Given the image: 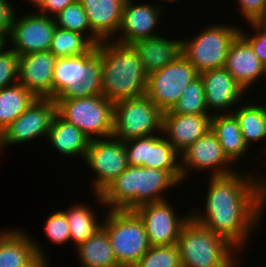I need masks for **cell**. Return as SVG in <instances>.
<instances>
[{
    "label": "cell",
    "mask_w": 266,
    "mask_h": 267,
    "mask_svg": "<svg viewBox=\"0 0 266 267\" xmlns=\"http://www.w3.org/2000/svg\"><path fill=\"white\" fill-rule=\"evenodd\" d=\"M133 211L143 221L150 246L176 245L184 224L191 217V213L177 214L168 199L141 205Z\"/></svg>",
    "instance_id": "5bb4252c"
},
{
    "label": "cell",
    "mask_w": 266,
    "mask_h": 267,
    "mask_svg": "<svg viewBox=\"0 0 266 267\" xmlns=\"http://www.w3.org/2000/svg\"><path fill=\"white\" fill-rule=\"evenodd\" d=\"M47 256L36 254L28 263L22 267H49V259Z\"/></svg>",
    "instance_id": "60d3db41"
},
{
    "label": "cell",
    "mask_w": 266,
    "mask_h": 267,
    "mask_svg": "<svg viewBox=\"0 0 266 267\" xmlns=\"http://www.w3.org/2000/svg\"><path fill=\"white\" fill-rule=\"evenodd\" d=\"M74 250L81 267H121L116 261L108 234L102 227Z\"/></svg>",
    "instance_id": "4316f807"
},
{
    "label": "cell",
    "mask_w": 266,
    "mask_h": 267,
    "mask_svg": "<svg viewBox=\"0 0 266 267\" xmlns=\"http://www.w3.org/2000/svg\"><path fill=\"white\" fill-rule=\"evenodd\" d=\"M251 29H254L252 35L246 33L241 28L239 34L250 44L255 55L266 66V29L259 22H248ZM243 30V31H242Z\"/></svg>",
    "instance_id": "8d00e7d4"
},
{
    "label": "cell",
    "mask_w": 266,
    "mask_h": 267,
    "mask_svg": "<svg viewBox=\"0 0 266 267\" xmlns=\"http://www.w3.org/2000/svg\"><path fill=\"white\" fill-rule=\"evenodd\" d=\"M212 114H163L162 134L181 154L198 138L211 130Z\"/></svg>",
    "instance_id": "ffe728a7"
},
{
    "label": "cell",
    "mask_w": 266,
    "mask_h": 267,
    "mask_svg": "<svg viewBox=\"0 0 266 267\" xmlns=\"http://www.w3.org/2000/svg\"><path fill=\"white\" fill-rule=\"evenodd\" d=\"M176 245L182 267L239 266V250L192 217L184 224Z\"/></svg>",
    "instance_id": "277c9868"
},
{
    "label": "cell",
    "mask_w": 266,
    "mask_h": 267,
    "mask_svg": "<svg viewBox=\"0 0 266 267\" xmlns=\"http://www.w3.org/2000/svg\"><path fill=\"white\" fill-rule=\"evenodd\" d=\"M238 25L214 23L195 37L182 39V54L199 73L224 67L228 50L239 34Z\"/></svg>",
    "instance_id": "ba28073f"
},
{
    "label": "cell",
    "mask_w": 266,
    "mask_h": 267,
    "mask_svg": "<svg viewBox=\"0 0 266 267\" xmlns=\"http://www.w3.org/2000/svg\"><path fill=\"white\" fill-rule=\"evenodd\" d=\"M211 130L216 135L223 153L233 164L239 163L240 159L249 153V147L244 141L238 121L233 113L213 114Z\"/></svg>",
    "instance_id": "484cf974"
},
{
    "label": "cell",
    "mask_w": 266,
    "mask_h": 267,
    "mask_svg": "<svg viewBox=\"0 0 266 267\" xmlns=\"http://www.w3.org/2000/svg\"><path fill=\"white\" fill-rule=\"evenodd\" d=\"M262 188L266 196V178L265 177L263 178Z\"/></svg>",
    "instance_id": "ee69618b"
},
{
    "label": "cell",
    "mask_w": 266,
    "mask_h": 267,
    "mask_svg": "<svg viewBox=\"0 0 266 267\" xmlns=\"http://www.w3.org/2000/svg\"><path fill=\"white\" fill-rule=\"evenodd\" d=\"M45 235L55 245H65L70 242V230L67 218L62 210L51 213L44 224Z\"/></svg>",
    "instance_id": "e575fe53"
},
{
    "label": "cell",
    "mask_w": 266,
    "mask_h": 267,
    "mask_svg": "<svg viewBox=\"0 0 266 267\" xmlns=\"http://www.w3.org/2000/svg\"><path fill=\"white\" fill-rule=\"evenodd\" d=\"M9 0H0V37L8 39L15 7Z\"/></svg>",
    "instance_id": "f35d334b"
},
{
    "label": "cell",
    "mask_w": 266,
    "mask_h": 267,
    "mask_svg": "<svg viewBox=\"0 0 266 267\" xmlns=\"http://www.w3.org/2000/svg\"><path fill=\"white\" fill-rule=\"evenodd\" d=\"M26 1V0H25ZM43 0H27V2H30L34 7L38 8Z\"/></svg>",
    "instance_id": "b9f144b4"
},
{
    "label": "cell",
    "mask_w": 266,
    "mask_h": 267,
    "mask_svg": "<svg viewBox=\"0 0 266 267\" xmlns=\"http://www.w3.org/2000/svg\"><path fill=\"white\" fill-rule=\"evenodd\" d=\"M23 231L8 229L0 232V267H22L36 254L47 256L40 243Z\"/></svg>",
    "instance_id": "603a6c76"
},
{
    "label": "cell",
    "mask_w": 266,
    "mask_h": 267,
    "mask_svg": "<svg viewBox=\"0 0 266 267\" xmlns=\"http://www.w3.org/2000/svg\"><path fill=\"white\" fill-rule=\"evenodd\" d=\"M199 72L181 54L165 67L148 75L146 95L164 113L170 111Z\"/></svg>",
    "instance_id": "30bf717a"
},
{
    "label": "cell",
    "mask_w": 266,
    "mask_h": 267,
    "mask_svg": "<svg viewBox=\"0 0 266 267\" xmlns=\"http://www.w3.org/2000/svg\"><path fill=\"white\" fill-rule=\"evenodd\" d=\"M67 218L70 241L75 244L77 248L79 245L86 242L101 226V221L96 218V212L92 210L91 206L88 207L83 203L73 204L72 207H68V210H62Z\"/></svg>",
    "instance_id": "f1b7e54d"
},
{
    "label": "cell",
    "mask_w": 266,
    "mask_h": 267,
    "mask_svg": "<svg viewBox=\"0 0 266 267\" xmlns=\"http://www.w3.org/2000/svg\"><path fill=\"white\" fill-rule=\"evenodd\" d=\"M102 95L100 54L97 45L73 57L56 58L53 69V100Z\"/></svg>",
    "instance_id": "5b68a950"
},
{
    "label": "cell",
    "mask_w": 266,
    "mask_h": 267,
    "mask_svg": "<svg viewBox=\"0 0 266 267\" xmlns=\"http://www.w3.org/2000/svg\"><path fill=\"white\" fill-rule=\"evenodd\" d=\"M84 161L95 174L92 193L98 194L128 167L124 142L113 136L90 140Z\"/></svg>",
    "instance_id": "7c38bea8"
},
{
    "label": "cell",
    "mask_w": 266,
    "mask_h": 267,
    "mask_svg": "<svg viewBox=\"0 0 266 267\" xmlns=\"http://www.w3.org/2000/svg\"><path fill=\"white\" fill-rule=\"evenodd\" d=\"M105 215L101 227L108 234L117 263L133 267L151 247L143 221L134 211L107 210Z\"/></svg>",
    "instance_id": "8992f818"
},
{
    "label": "cell",
    "mask_w": 266,
    "mask_h": 267,
    "mask_svg": "<svg viewBox=\"0 0 266 267\" xmlns=\"http://www.w3.org/2000/svg\"><path fill=\"white\" fill-rule=\"evenodd\" d=\"M233 163L223 153L222 147L212 130L198 138L180 154V169L183 180L188 178V172L211 171L210 176H226L236 171Z\"/></svg>",
    "instance_id": "2e32d148"
},
{
    "label": "cell",
    "mask_w": 266,
    "mask_h": 267,
    "mask_svg": "<svg viewBox=\"0 0 266 267\" xmlns=\"http://www.w3.org/2000/svg\"><path fill=\"white\" fill-rule=\"evenodd\" d=\"M56 24L53 17L31 12L17 16L14 12L6 43L18 56L48 51ZM9 41V42H8ZM13 44V46H12Z\"/></svg>",
    "instance_id": "9a60e30c"
},
{
    "label": "cell",
    "mask_w": 266,
    "mask_h": 267,
    "mask_svg": "<svg viewBox=\"0 0 266 267\" xmlns=\"http://www.w3.org/2000/svg\"><path fill=\"white\" fill-rule=\"evenodd\" d=\"M55 102L57 113L79 128L90 140L113 135L114 103L102 95Z\"/></svg>",
    "instance_id": "52a82bcc"
},
{
    "label": "cell",
    "mask_w": 266,
    "mask_h": 267,
    "mask_svg": "<svg viewBox=\"0 0 266 267\" xmlns=\"http://www.w3.org/2000/svg\"><path fill=\"white\" fill-rule=\"evenodd\" d=\"M133 267H182L178 247L151 246Z\"/></svg>",
    "instance_id": "836d02e7"
},
{
    "label": "cell",
    "mask_w": 266,
    "mask_h": 267,
    "mask_svg": "<svg viewBox=\"0 0 266 267\" xmlns=\"http://www.w3.org/2000/svg\"><path fill=\"white\" fill-rule=\"evenodd\" d=\"M93 46L85 35L56 27L49 51L56 58L73 57L88 52Z\"/></svg>",
    "instance_id": "4dcf8cb0"
},
{
    "label": "cell",
    "mask_w": 266,
    "mask_h": 267,
    "mask_svg": "<svg viewBox=\"0 0 266 267\" xmlns=\"http://www.w3.org/2000/svg\"><path fill=\"white\" fill-rule=\"evenodd\" d=\"M36 100L18 82L0 90V133L16 120Z\"/></svg>",
    "instance_id": "f546056e"
},
{
    "label": "cell",
    "mask_w": 266,
    "mask_h": 267,
    "mask_svg": "<svg viewBox=\"0 0 266 267\" xmlns=\"http://www.w3.org/2000/svg\"><path fill=\"white\" fill-rule=\"evenodd\" d=\"M76 1L77 0H43L36 10H38V13L42 15L54 17L68 5Z\"/></svg>",
    "instance_id": "ab89813d"
},
{
    "label": "cell",
    "mask_w": 266,
    "mask_h": 267,
    "mask_svg": "<svg viewBox=\"0 0 266 267\" xmlns=\"http://www.w3.org/2000/svg\"><path fill=\"white\" fill-rule=\"evenodd\" d=\"M241 102L232 111L235 115L245 143L250 149V144L266 138V105L246 101ZM253 103V104H252ZM251 142V143H250Z\"/></svg>",
    "instance_id": "83f0119b"
},
{
    "label": "cell",
    "mask_w": 266,
    "mask_h": 267,
    "mask_svg": "<svg viewBox=\"0 0 266 267\" xmlns=\"http://www.w3.org/2000/svg\"><path fill=\"white\" fill-rule=\"evenodd\" d=\"M163 11L164 8L161 4L154 5V3L144 2L134 4L133 0H126L123 6L121 26L113 41L131 45L136 40L159 36L160 33L156 34L154 28H157Z\"/></svg>",
    "instance_id": "e0dca14e"
},
{
    "label": "cell",
    "mask_w": 266,
    "mask_h": 267,
    "mask_svg": "<svg viewBox=\"0 0 266 267\" xmlns=\"http://www.w3.org/2000/svg\"><path fill=\"white\" fill-rule=\"evenodd\" d=\"M208 181L204 210L191 212V217L241 252L265 215L263 177L238 171Z\"/></svg>",
    "instance_id": "6da1fadb"
},
{
    "label": "cell",
    "mask_w": 266,
    "mask_h": 267,
    "mask_svg": "<svg viewBox=\"0 0 266 267\" xmlns=\"http://www.w3.org/2000/svg\"><path fill=\"white\" fill-rule=\"evenodd\" d=\"M8 44L6 43V40L3 37H0V51L5 48Z\"/></svg>",
    "instance_id": "7bdbcfd3"
},
{
    "label": "cell",
    "mask_w": 266,
    "mask_h": 267,
    "mask_svg": "<svg viewBox=\"0 0 266 267\" xmlns=\"http://www.w3.org/2000/svg\"><path fill=\"white\" fill-rule=\"evenodd\" d=\"M56 57L48 51L19 56L18 83L36 98L53 99V69Z\"/></svg>",
    "instance_id": "d6986e66"
},
{
    "label": "cell",
    "mask_w": 266,
    "mask_h": 267,
    "mask_svg": "<svg viewBox=\"0 0 266 267\" xmlns=\"http://www.w3.org/2000/svg\"><path fill=\"white\" fill-rule=\"evenodd\" d=\"M100 54L102 96L112 103L144 96L148 74L131 45L113 40L97 44Z\"/></svg>",
    "instance_id": "3957f363"
},
{
    "label": "cell",
    "mask_w": 266,
    "mask_h": 267,
    "mask_svg": "<svg viewBox=\"0 0 266 267\" xmlns=\"http://www.w3.org/2000/svg\"><path fill=\"white\" fill-rule=\"evenodd\" d=\"M19 56L10 48L0 51V90L18 82Z\"/></svg>",
    "instance_id": "d590c367"
},
{
    "label": "cell",
    "mask_w": 266,
    "mask_h": 267,
    "mask_svg": "<svg viewBox=\"0 0 266 267\" xmlns=\"http://www.w3.org/2000/svg\"><path fill=\"white\" fill-rule=\"evenodd\" d=\"M259 23L266 29V17L259 21Z\"/></svg>",
    "instance_id": "f6af8a7d"
},
{
    "label": "cell",
    "mask_w": 266,
    "mask_h": 267,
    "mask_svg": "<svg viewBox=\"0 0 266 267\" xmlns=\"http://www.w3.org/2000/svg\"><path fill=\"white\" fill-rule=\"evenodd\" d=\"M224 68L245 91L265 76V65L240 34L236 36L229 47Z\"/></svg>",
    "instance_id": "44dd1931"
},
{
    "label": "cell",
    "mask_w": 266,
    "mask_h": 267,
    "mask_svg": "<svg viewBox=\"0 0 266 267\" xmlns=\"http://www.w3.org/2000/svg\"><path fill=\"white\" fill-rule=\"evenodd\" d=\"M57 114V103L51 98H36L16 120L1 132L3 147L28 143L31 140L47 138L53 119Z\"/></svg>",
    "instance_id": "4fadbf2b"
},
{
    "label": "cell",
    "mask_w": 266,
    "mask_h": 267,
    "mask_svg": "<svg viewBox=\"0 0 266 267\" xmlns=\"http://www.w3.org/2000/svg\"><path fill=\"white\" fill-rule=\"evenodd\" d=\"M163 112L145 94L114 104L113 137L125 142L162 133Z\"/></svg>",
    "instance_id": "9c48e42d"
},
{
    "label": "cell",
    "mask_w": 266,
    "mask_h": 267,
    "mask_svg": "<svg viewBox=\"0 0 266 267\" xmlns=\"http://www.w3.org/2000/svg\"><path fill=\"white\" fill-rule=\"evenodd\" d=\"M53 18L56 27L79 32L85 35L94 45L101 42V40L91 31L86 11L79 0L68 5Z\"/></svg>",
    "instance_id": "1f68e13d"
},
{
    "label": "cell",
    "mask_w": 266,
    "mask_h": 267,
    "mask_svg": "<svg viewBox=\"0 0 266 267\" xmlns=\"http://www.w3.org/2000/svg\"><path fill=\"white\" fill-rule=\"evenodd\" d=\"M177 185L180 184L167 171L128 166L100 194L93 195L108 210L133 211L144 204L167 200L165 190Z\"/></svg>",
    "instance_id": "7a4b0ae2"
},
{
    "label": "cell",
    "mask_w": 266,
    "mask_h": 267,
    "mask_svg": "<svg viewBox=\"0 0 266 267\" xmlns=\"http://www.w3.org/2000/svg\"><path fill=\"white\" fill-rule=\"evenodd\" d=\"M199 76L204 85L206 106L212 115L218 111L232 113L234 107L243 102L246 91L224 67L204 71Z\"/></svg>",
    "instance_id": "ac0fdd59"
},
{
    "label": "cell",
    "mask_w": 266,
    "mask_h": 267,
    "mask_svg": "<svg viewBox=\"0 0 266 267\" xmlns=\"http://www.w3.org/2000/svg\"><path fill=\"white\" fill-rule=\"evenodd\" d=\"M163 114H211L206 106L204 85L201 77L190 83L174 107Z\"/></svg>",
    "instance_id": "d6a6232c"
},
{
    "label": "cell",
    "mask_w": 266,
    "mask_h": 267,
    "mask_svg": "<svg viewBox=\"0 0 266 267\" xmlns=\"http://www.w3.org/2000/svg\"><path fill=\"white\" fill-rule=\"evenodd\" d=\"M131 46L137 52L148 75L165 67L182 54V38L169 40L159 35L136 40Z\"/></svg>",
    "instance_id": "cb8c5ba5"
},
{
    "label": "cell",
    "mask_w": 266,
    "mask_h": 267,
    "mask_svg": "<svg viewBox=\"0 0 266 267\" xmlns=\"http://www.w3.org/2000/svg\"><path fill=\"white\" fill-rule=\"evenodd\" d=\"M53 149L68 158L81 157L84 161L90 139L76 126L55 115L46 139Z\"/></svg>",
    "instance_id": "d4e9b609"
},
{
    "label": "cell",
    "mask_w": 266,
    "mask_h": 267,
    "mask_svg": "<svg viewBox=\"0 0 266 267\" xmlns=\"http://www.w3.org/2000/svg\"><path fill=\"white\" fill-rule=\"evenodd\" d=\"M1 133H0V154H1Z\"/></svg>",
    "instance_id": "7dc6e473"
},
{
    "label": "cell",
    "mask_w": 266,
    "mask_h": 267,
    "mask_svg": "<svg viewBox=\"0 0 266 267\" xmlns=\"http://www.w3.org/2000/svg\"><path fill=\"white\" fill-rule=\"evenodd\" d=\"M124 145L128 166L167 171L179 184L183 183L180 154L162 133L131 139L125 141Z\"/></svg>",
    "instance_id": "8fae6325"
},
{
    "label": "cell",
    "mask_w": 266,
    "mask_h": 267,
    "mask_svg": "<svg viewBox=\"0 0 266 267\" xmlns=\"http://www.w3.org/2000/svg\"><path fill=\"white\" fill-rule=\"evenodd\" d=\"M244 20L259 22L266 17V0H237Z\"/></svg>",
    "instance_id": "74e56055"
},
{
    "label": "cell",
    "mask_w": 266,
    "mask_h": 267,
    "mask_svg": "<svg viewBox=\"0 0 266 267\" xmlns=\"http://www.w3.org/2000/svg\"><path fill=\"white\" fill-rule=\"evenodd\" d=\"M86 11L91 31L101 40H113L121 26L126 0H79Z\"/></svg>",
    "instance_id": "7402d4cb"
},
{
    "label": "cell",
    "mask_w": 266,
    "mask_h": 267,
    "mask_svg": "<svg viewBox=\"0 0 266 267\" xmlns=\"http://www.w3.org/2000/svg\"><path fill=\"white\" fill-rule=\"evenodd\" d=\"M161 2H173V1H175V2H177L176 0H160Z\"/></svg>",
    "instance_id": "bcb514c9"
}]
</instances>
